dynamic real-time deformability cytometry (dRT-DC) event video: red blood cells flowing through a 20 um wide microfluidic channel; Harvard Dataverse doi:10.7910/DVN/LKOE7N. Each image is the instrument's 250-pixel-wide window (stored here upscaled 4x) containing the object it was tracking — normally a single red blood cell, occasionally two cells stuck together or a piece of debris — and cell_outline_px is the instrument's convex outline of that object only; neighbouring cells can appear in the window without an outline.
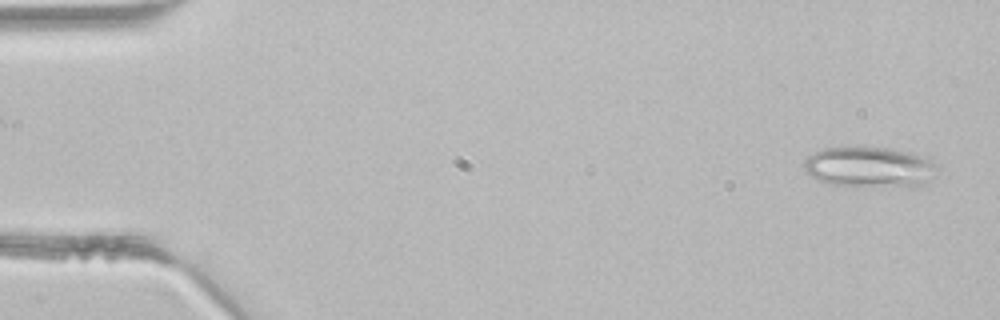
{"species": "common noctule bat (a hibernating species)", "species_latin": "Nyctalus noctula", "temperature_condition": "room temperature", "stored_images_in_passage": 2, "camera_frame_rate_fps": 3000, "um_per_image_px": 0.085, "animal": {"sex": "male", "body_mass_g": 21.5, "forearm_length_mm": 52.0}, "frame": {"image": 1, "passage_image": 2, "time_ms": 0.333, "image_size_px": [1000, 320], "cell_outline_px": [[932, 168], [924, 184], [912, 188], [908, 188], [832, 184], [820, 180], [804, 172], [804, 160], [808, 156], [824, 148], [848, 144], [892, 148], [912, 152], [924, 156], [932, 164]], "centroid_in_image_um": [73.81, 14.16], "position_along_channel_um": 11.2, "area_um2": 31.85}}